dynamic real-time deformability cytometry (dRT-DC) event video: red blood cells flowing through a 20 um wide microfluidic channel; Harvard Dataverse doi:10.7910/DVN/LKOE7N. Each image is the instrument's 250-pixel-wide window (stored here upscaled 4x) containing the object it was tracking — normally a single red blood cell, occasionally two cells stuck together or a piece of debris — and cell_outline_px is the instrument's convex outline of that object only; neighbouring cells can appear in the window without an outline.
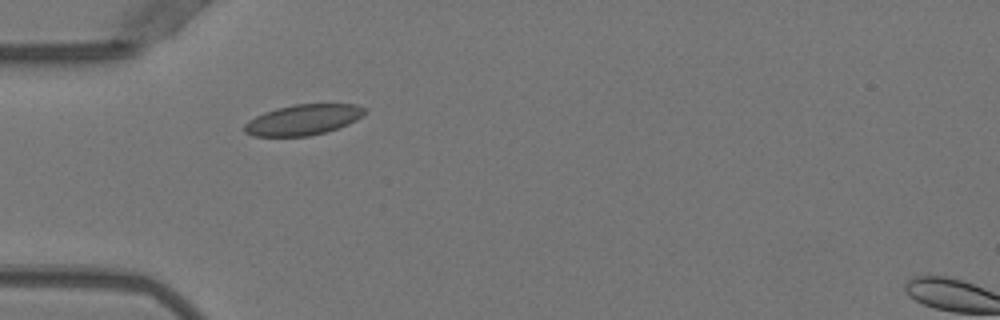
{"species": "Egyptian fruit bat (a non-hibernating species)", "species_latin": "Rousettus aegyptiacus", "temperature_condition": "warm", "stored_images_in_passage": 34, "camera_frame_rate_fps": 3000, "um_per_image_px": 0.085, "animal": {"sex": "female"}, "frame": {"image": 1, "passage_image": 1, "time_ms": 0.0, "image_size_px": [1000, 320], "cell_outline_px": [[368, 112], [364, 116], [348, 124], [324, 132], [308, 136], [252, 136], [244, 132], [244, 124], [248, 120], [264, 112], [276, 108], [292, 104], [356, 104], [364, 108]], "centroid_in_image_um": [25.76, 10.17], "position_along_channel_um": 59.2, "area_um2": 21.5}}
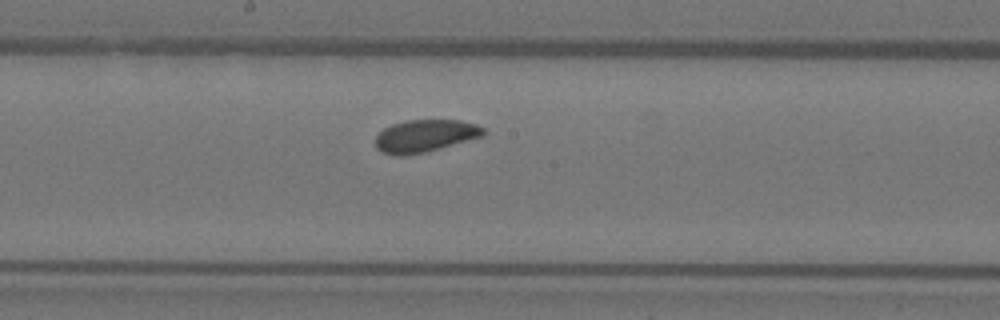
{"frame": {"image": 2, "passage_image": 13, "time_ms": 4.0, "image_size_px": [1000, 320], "cell_outline_px": [[484, 136], [424, 152], [404, 156], [400, 156], [380, 152], [376, 148], [376, 136], [384, 128], [392, 124], [408, 120], [460, 120], [476, 124], [484, 128]], "centroid_in_image_um": [36.11, 11.55], "position_along_channel_um": 212.1, "area_um2": 20.29}}
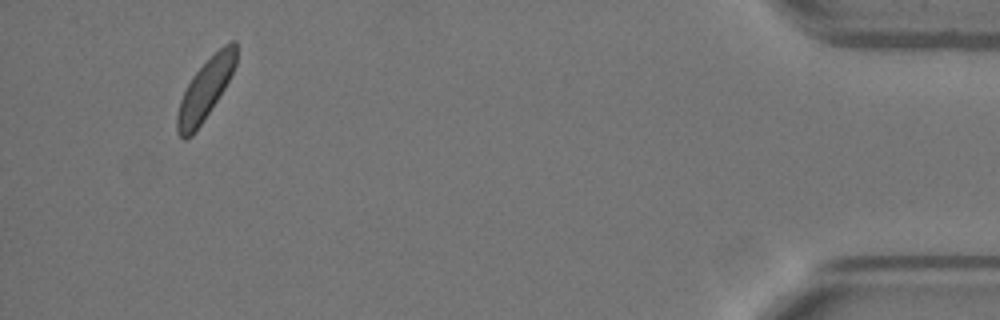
{"frame": {"image": 3, "passage_image": 34, "time_ms": 11.0, "image_size_px": [1000, 320], "cell_outline_px": [[236, 64], [224, 88], [192, 136], [184, 140], [176, 132], [176, 116], [180, 100], [192, 76], [224, 44], [232, 40], [236, 40]], "centroid_in_image_um": [17.42, 7.62], "position_along_channel_um": 417.8, "area_um2": 20.11}, "authors_computed_cell_mechanics": {"area_um2": 20.6346, "velocity_mm_per_s": 3.9249, "shape_relaxation_time_tau1_ms": 1.0191, "shape_relaxation_time_tau2_ms": null, "deformation_change_tau1": 0.0547, "deformation_change_tau2": null}}